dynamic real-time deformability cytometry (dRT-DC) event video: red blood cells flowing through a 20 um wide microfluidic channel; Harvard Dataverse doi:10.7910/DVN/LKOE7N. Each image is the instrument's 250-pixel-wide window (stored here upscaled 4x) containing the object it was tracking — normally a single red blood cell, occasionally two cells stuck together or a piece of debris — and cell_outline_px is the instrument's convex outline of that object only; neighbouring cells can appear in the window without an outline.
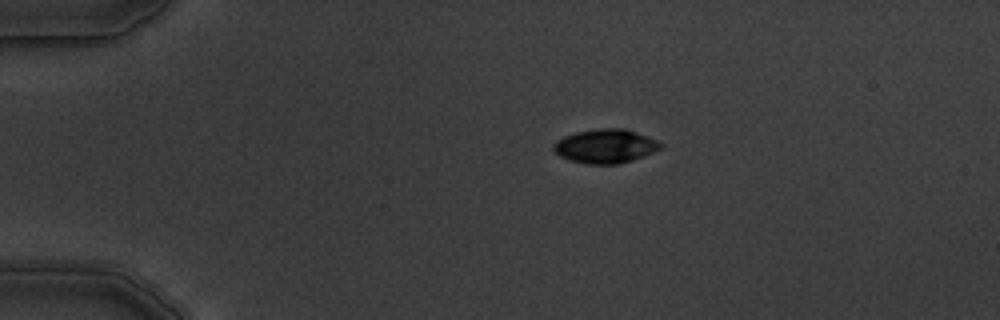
{"species": "common noctule bat (a hibernating species)", "species_latin": "Nyctalus noctula", "temperature_condition": "warm", "stored_images_in_passage": 5, "camera_frame_rate_fps": 3000, "um_per_image_px": 0.085, "animal": {"sex": "male", "body_mass_g": 19.5, "forearm_length_mm": 54.6}, "frame": {"image": 1, "passage_image": 1, "time_ms": 0.0, "image_size_px": [1000, 320], "cell_outline_px": [[664, 144], [660, 148], [652, 152], [632, 160], [616, 164], [588, 164], [572, 160], [560, 156], [552, 152], [552, 144], [556, 140], [564, 136], [576, 132], [596, 128], [624, 128], [636, 132], [656, 140]], "centroid_in_image_um": [51.41, 12.41], "position_along_channel_um": 33.6, "area_um2": 21.15}}
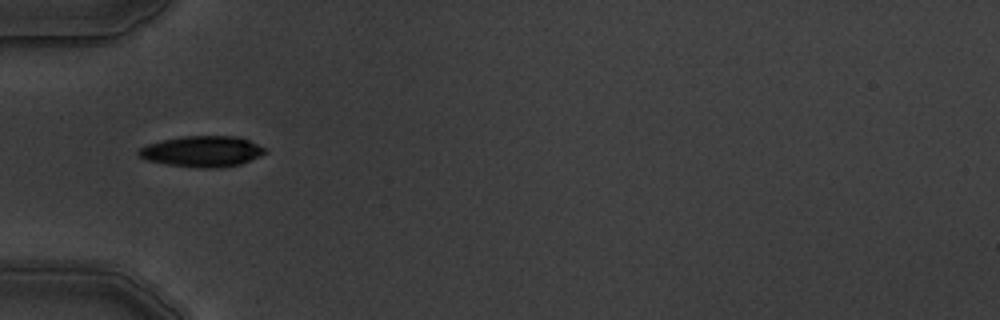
{"frame": {"image": 2, "passage_image": 3, "time_ms": 2.333, "image_size_px": [1000, 320], "cell_outline_px": [[268, 152], [260, 156], [240, 164], [220, 168], [200, 168], [168, 164], [148, 160], [140, 156], [136, 152], [140, 148], [148, 144], [164, 140], [184, 136], [236, 136], [248, 140], [268, 148]], "centroid_in_image_um": [17.24, 12.87], "position_along_channel_um": 67.8, "area_um2": 22.66}}